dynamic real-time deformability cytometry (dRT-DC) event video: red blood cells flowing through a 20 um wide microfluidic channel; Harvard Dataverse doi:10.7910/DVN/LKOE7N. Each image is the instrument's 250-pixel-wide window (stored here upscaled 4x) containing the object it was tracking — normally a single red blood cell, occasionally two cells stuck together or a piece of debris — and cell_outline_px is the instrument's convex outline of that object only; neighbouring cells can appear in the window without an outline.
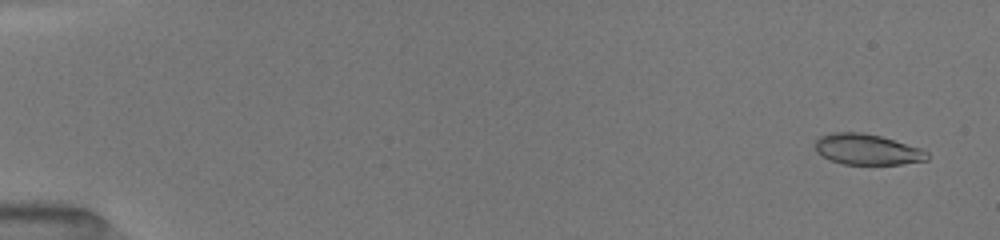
{"species": "common noctule bat (a hibernating species)", "species_latin": "Nyctalus noctula", "temperature_condition": "room temperature", "stored_images_in_passage": 21, "camera_frame_rate_fps": 3000, "um_per_image_px": 0.085, "animal": {"sex": "female", "body_mass_g": 19.5, "forearm_length_mm": 54.1}, "frame": {"image": 1, "passage_image": 3, "time_ms": 0.667, "image_size_px": [1000, 240], "cell_outline_px": [[928, 160], [900, 164], [840, 164], [816, 152], [816, 140], [820, 136], [832, 132], [860, 132], [880, 136], [920, 148], [928, 152]], "centroid_in_image_um": [73.7, 12.7], "position_along_channel_um": 11.3, "area_um2": 19.88}}
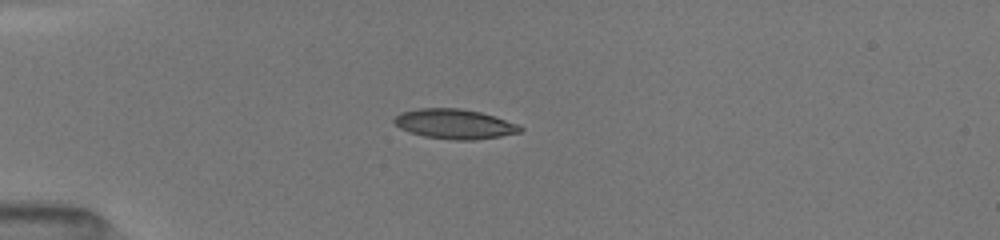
{"frame": {"image": 2, "passage_image": 15, "time_ms": 4.667, "image_size_px": [1000, 240], "cell_outline_px": [[524, 128], [520, 132], [500, 136], [476, 140], [456, 140], [424, 136], [400, 128], [392, 120], [400, 112], [420, 108], [460, 108], [480, 112], [516, 124]], "centroid_in_image_um": [38.61, 10.53], "position_along_channel_um": 46.4, "area_um2": 21.56}}
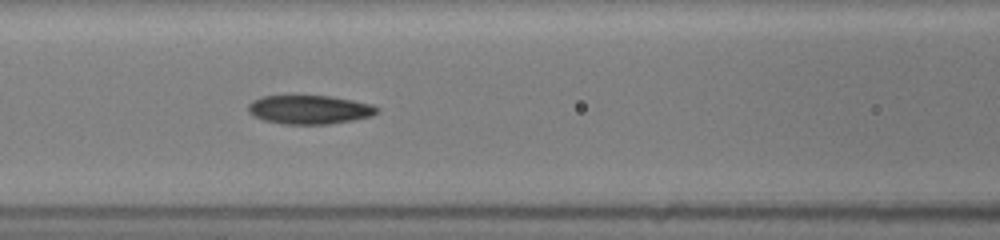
{"frame": {"image": 3, "passage_image": 21, "time_ms": 7.667, "image_size_px": [1000, 240], "cell_outline_px": [[380, 112], [372, 116], [356, 120], [328, 124], [284, 124], [264, 120], [252, 116], [248, 112], [248, 104], [252, 100], [260, 96], [332, 96], [372, 104], [380, 108]], "centroid_in_image_um": [26.33, 9.32], "position_along_channel_um": 140.3, "area_um2": 21.91}}